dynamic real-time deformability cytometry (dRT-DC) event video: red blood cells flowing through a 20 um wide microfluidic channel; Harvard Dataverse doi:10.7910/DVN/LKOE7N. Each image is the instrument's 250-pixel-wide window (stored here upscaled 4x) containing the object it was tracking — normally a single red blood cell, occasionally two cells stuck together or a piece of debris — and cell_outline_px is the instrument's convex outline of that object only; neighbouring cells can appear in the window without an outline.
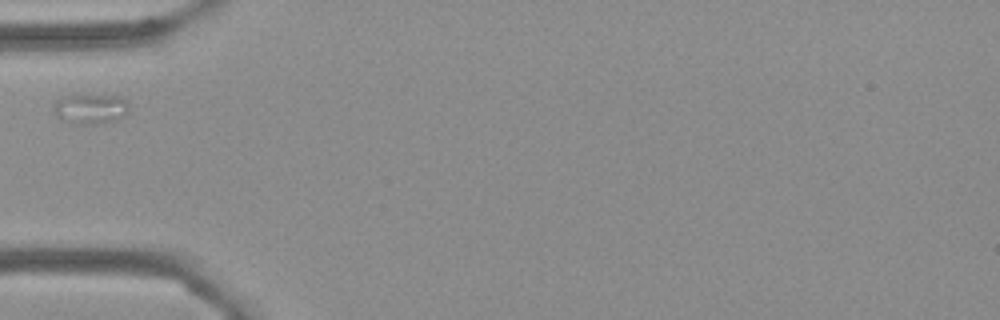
{"species": "Egyptian fruit bat (a non-hibernating species)", "species_latin": "Rousettus aegyptiacus", "temperature_condition": "cold", "stored_images_in_passage": 3, "camera_frame_rate_fps": 3000, "um_per_image_px": 0.085, "frame": {"image": 1, "passage_image": 2, "time_ms": 0.333, "image_size_px": [1000, 320], "cell_outline_px": [[128, 112], [124, 116], [116, 120], [100, 124], [80, 124], [56, 116], [52, 112], [52, 104], [60, 96], [76, 92], [120, 96], [128, 104]], "centroid_in_image_um": [7.64, 9.18], "position_along_channel_um": 77.4, "area_um2": 13.93}}